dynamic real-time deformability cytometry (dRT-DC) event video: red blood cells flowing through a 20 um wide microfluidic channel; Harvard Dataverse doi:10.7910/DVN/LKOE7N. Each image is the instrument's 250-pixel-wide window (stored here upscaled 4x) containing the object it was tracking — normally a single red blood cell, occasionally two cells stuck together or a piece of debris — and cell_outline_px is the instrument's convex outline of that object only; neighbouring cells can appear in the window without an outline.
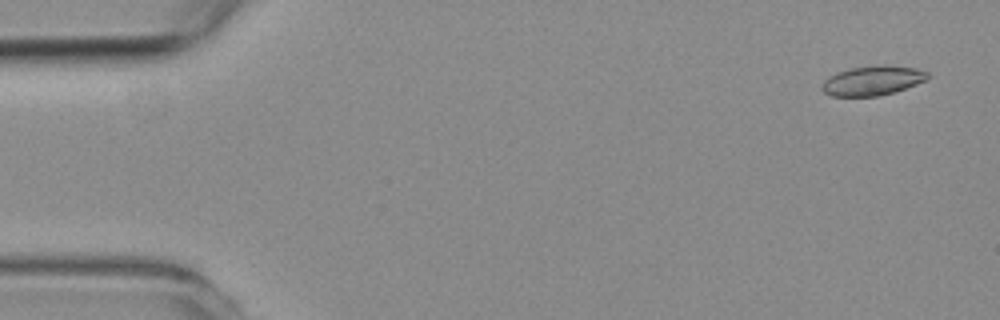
{"species": "common noctule bat (a hibernating species)", "species_latin": "Nyctalus noctula", "temperature_condition": "room temperature", "stored_images_in_passage": 57, "camera_frame_rate_fps": 3000, "um_per_image_px": 0.085, "animal": {"sex": "female", "body_mass_g": 19.3, "forearm_length_mm": 54.1}, "frame": {"image": 1, "passage_image": 2, "time_ms": 0.333, "image_size_px": [1000, 320], "cell_outline_px": [[928, 80], [880, 96], [832, 96], [824, 92], [820, 88], [820, 84], [828, 76], [836, 72], [848, 68], [880, 64], [888, 64], [916, 68], [928, 72]], "centroid_in_image_um": [74.13, 6.83], "position_along_channel_um": 10.9, "area_um2": 18.5}}
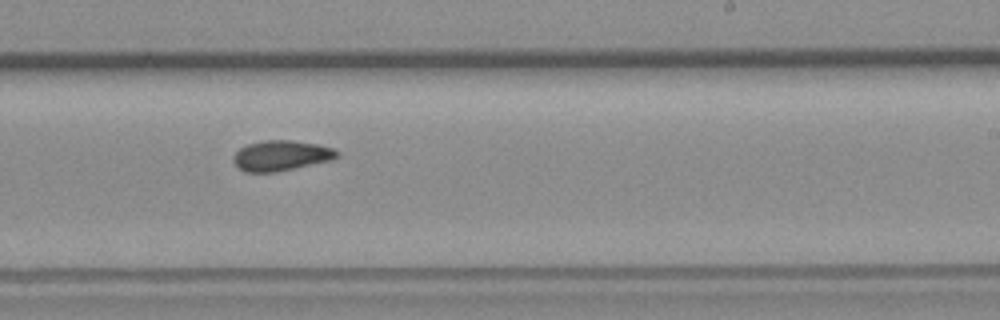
{"frame": {"image": 2, "passage_image": 34, "time_ms": 11.0, "image_size_px": [1000, 320], "cell_outline_px": [[340, 156], [332, 160], [276, 172], [244, 172], [236, 164], [236, 152], [240, 148], [248, 144], [264, 140], [292, 140], [320, 144], [332, 148], [340, 152]], "centroid_in_image_um": [23.97, 13.22], "position_along_channel_um": 265.0, "area_um2": 18.21}}
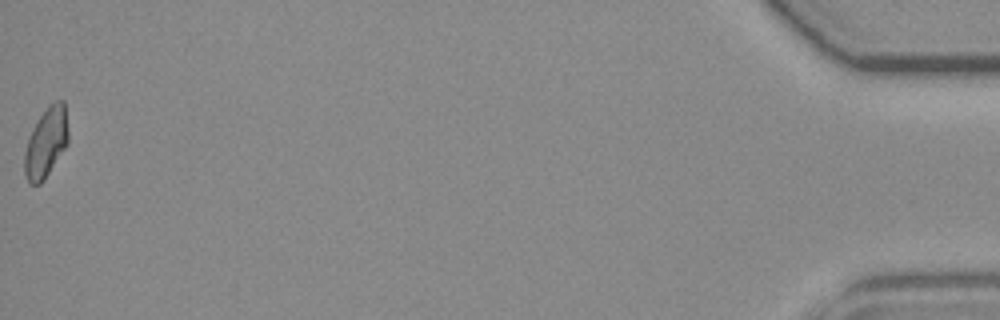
{"frame": {"image": 3, "passage_image": 57, "time_ms": 18.667, "image_size_px": [1000, 320], "cell_outline_px": [[68, 140], [64, 148], [44, 180], [40, 184], [28, 184], [24, 172], [24, 152], [28, 136], [32, 128], [48, 104], [56, 100], [64, 100], [68, 128]], "centroid_in_image_um": [3.89, 12.1], "position_along_channel_um": 431.3, "area_um2": 17.86}, "authors_computed_cell_mechanics": {"area_um2": 18.1492, "velocity_mm_per_s": 3.5608, "shape_relaxation_time_tau1_ms": null, "shape_relaxation_time_tau2_ms": 6.7814, "deformation_change_tau1": null, "deformation_change_tau2": 0.12}}